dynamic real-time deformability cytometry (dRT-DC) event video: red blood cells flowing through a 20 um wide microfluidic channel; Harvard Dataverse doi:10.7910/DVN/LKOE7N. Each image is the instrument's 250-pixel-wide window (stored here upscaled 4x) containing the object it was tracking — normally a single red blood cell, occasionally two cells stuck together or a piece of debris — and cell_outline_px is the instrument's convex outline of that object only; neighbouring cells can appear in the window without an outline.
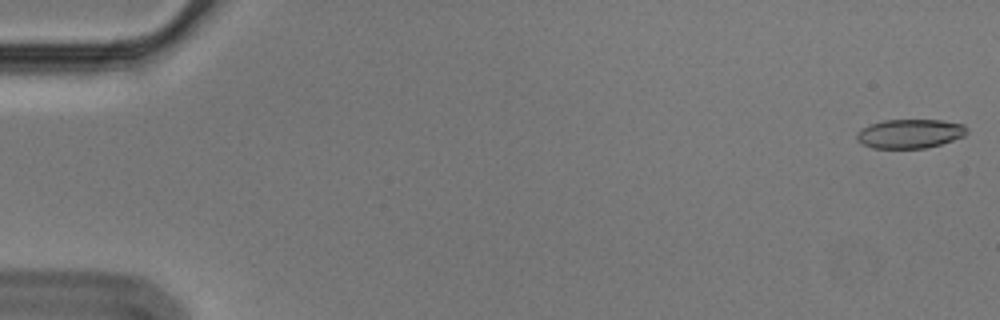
{"species": "Egyptian fruit bat (a non-hibernating species)", "species_latin": "Rousettus aegyptiacus", "temperature_condition": "cold", "stored_images_in_passage": 56, "camera_frame_rate_fps": 3000, "um_per_image_px": 0.085, "animal": {"sex": "male"}, "frame": {"image": 1, "passage_image": 1, "time_ms": 0.0, "image_size_px": [1000, 320], "cell_outline_px": [[968, 132], [964, 136], [940, 144], [924, 148], [872, 148], [856, 140], [856, 132], [860, 128], [884, 120], [940, 120], [964, 124], [968, 128]], "centroid_in_image_um": [77.34, 11.36], "position_along_channel_um": 7.7, "area_um2": 18.67}}
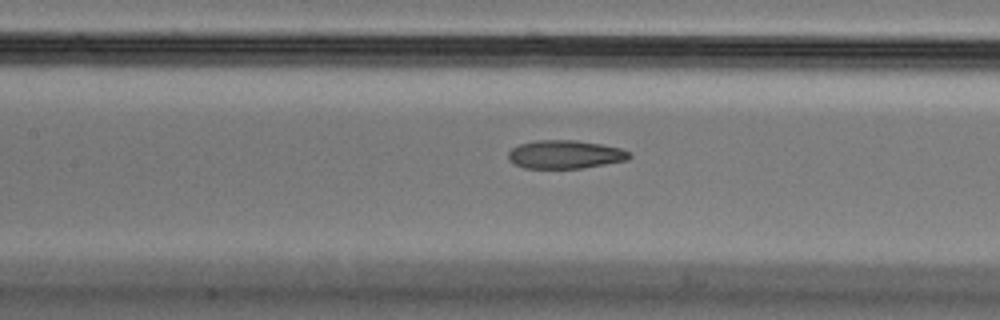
{"frame": {"image": 2, "passage_image": 26, "time_ms": 8.333, "image_size_px": [1000, 320], "cell_outline_px": [[632, 156], [628, 160], [584, 168], [524, 168], [512, 164], [508, 160], [508, 152], [512, 148], [520, 144], [536, 140], [576, 140], [600, 144], [620, 148], [632, 152]], "centroid_in_image_um": [48.04, 13.13], "position_along_channel_um": 159.4, "area_um2": 20.23}}
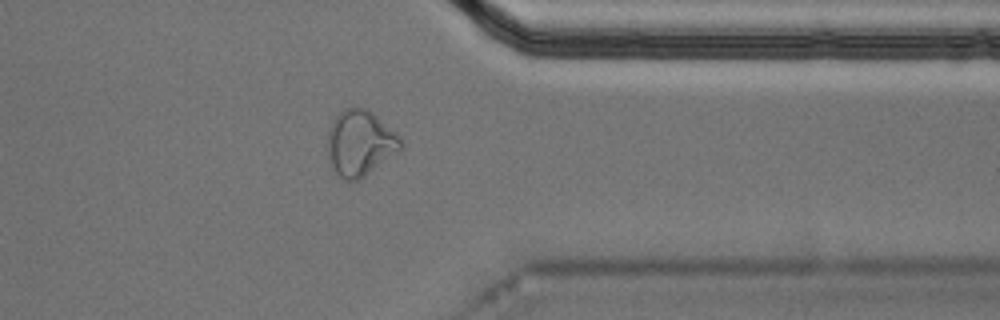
{"frame": {"image": 3, "passage_image": 45, "time_ms": 14.667, "image_size_px": [1000, 320], "cell_outline_px": [[404, 148], [364, 176], [356, 180], [344, 180], [336, 172], [328, 156], [328, 128], [336, 116], [344, 108], [364, 108], [372, 112], [400, 136], [404, 140]], "centroid_in_image_um": [30.64, 12.15], "position_along_channel_um": 380.8, "area_um2": 27.8}, "authors_computed_cell_mechanics": {"area_um2": 20.6057, "velocity_mm_per_s": 3.5944, "shape_relaxation_time_tau1_ms": null, "shape_relaxation_time_tau2_ms": 2.7119, "deformation_change_tau1": null, "deformation_change_tau2": 0.1075}}